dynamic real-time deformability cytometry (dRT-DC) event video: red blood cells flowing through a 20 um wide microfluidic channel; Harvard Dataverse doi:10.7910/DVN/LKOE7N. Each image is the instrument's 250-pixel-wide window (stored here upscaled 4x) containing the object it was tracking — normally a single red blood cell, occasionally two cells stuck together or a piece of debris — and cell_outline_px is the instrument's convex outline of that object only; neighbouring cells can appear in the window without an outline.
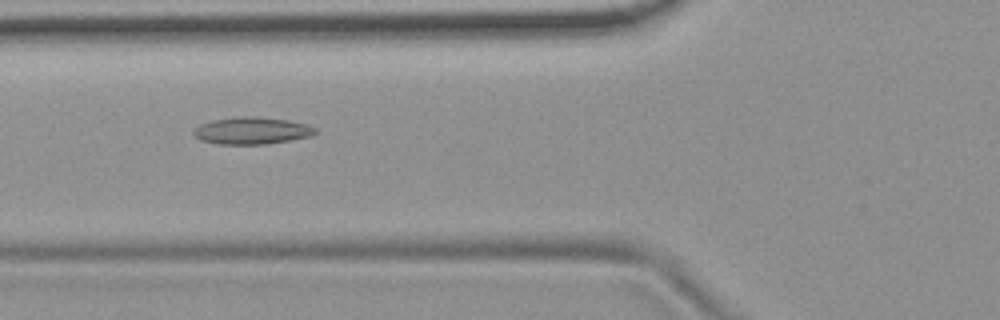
{"species": "common noctule bat (a hibernating species)", "species_latin": "Nyctalus noctula", "temperature_condition": "room temperature", "stored_images_in_passage": 2, "camera_frame_rate_fps": 3000, "um_per_image_px": 0.085, "animal": {"sex": "female", "body_mass_g": 19.9}, "frame": {"image": 1, "passage_image": 2, "time_ms": 0.333, "image_size_px": [1000, 320], "cell_outline_px": [[316, 132], [312, 136], [264, 144], [220, 144], [200, 140], [192, 136], [192, 128], [200, 124], [212, 120], [240, 116], [256, 116], [288, 120], [308, 124], [316, 128]], "centroid_in_image_um": [21.36, 11.1], "position_along_channel_um": 104.4, "area_um2": 19.36}}